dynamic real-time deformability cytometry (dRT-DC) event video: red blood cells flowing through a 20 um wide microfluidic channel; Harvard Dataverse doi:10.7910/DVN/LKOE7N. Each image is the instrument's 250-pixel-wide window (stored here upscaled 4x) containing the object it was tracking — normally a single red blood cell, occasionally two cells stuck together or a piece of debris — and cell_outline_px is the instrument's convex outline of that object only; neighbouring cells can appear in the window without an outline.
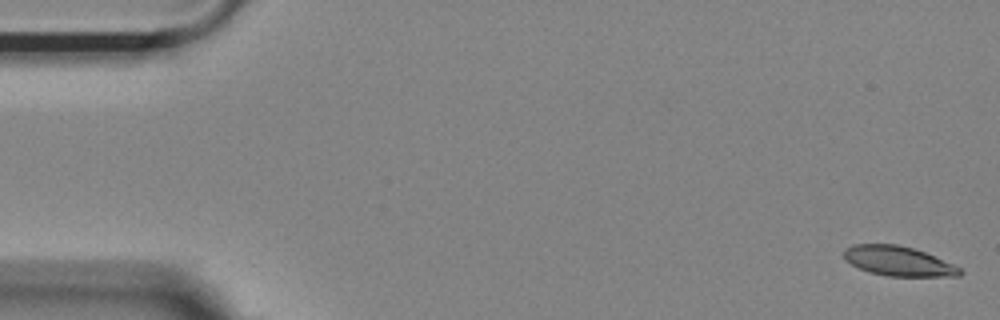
{"species": "Egyptian fruit bat (a non-hibernating species)", "species_latin": "Rousettus aegyptiacus", "temperature_condition": "room temperature", "stored_images_in_passage": 54, "camera_frame_rate_fps": 3000, "um_per_image_px": 0.085, "animal": {"sex": "female"}, "frame": {"image": 1, "passage_image": 1, "time_ms": 0.0, "image_size_px": [1000, 320], "cell_outline_px": [[964, 272], [960, 276], [888, 276], [872, 272], [860, 268], [844, 260], [844, 248], [852, 244], [896, 244], [912, 248], [924, 252], [952, 264], [960, 268]], "centroid_in_image_um": [76.34, 22.19], "position_along_channel_um": 8.7, "area_um2": 19.83}}
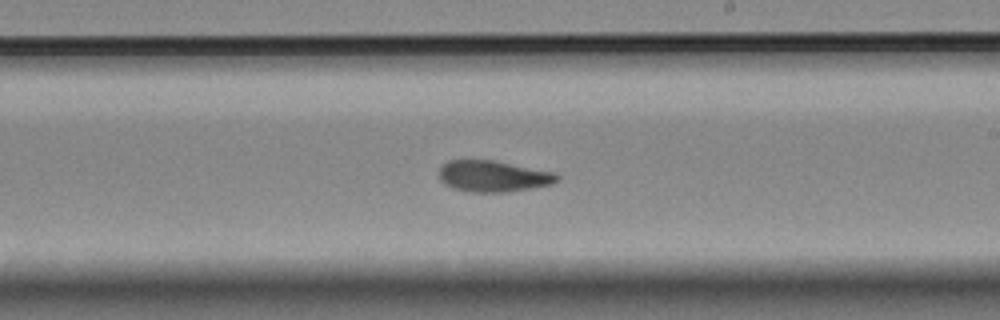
{"frame": {"image": 2, "passage_image": 31, "time_ms": 10.0, "image_size_px": [1000, 320], "cell_outline_px": [[560, 180], [552, 184], [504, 192], [472, 192], [452, 188], [444, 184], [440, 180], [440, 168], [448, 160], [492, 160], [556, 172], [560, 176]], "centroid_in_image_um": [41.94, 14.97], "position_along_channel_um": 247.1, "area_um2": 21.44}}
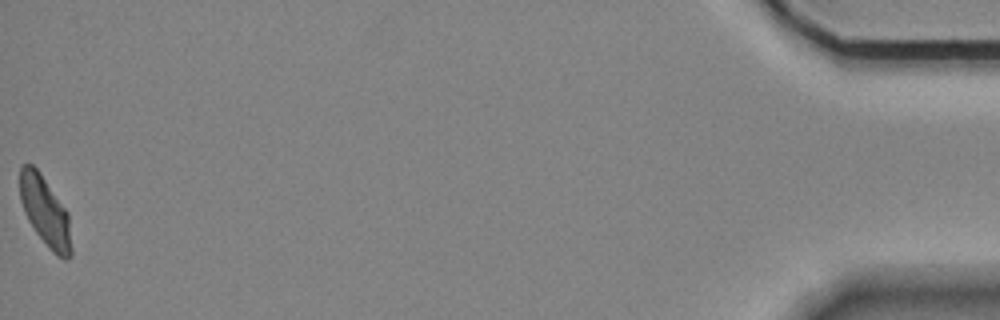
{"frame": {"image": 3, "passage_image": 54, "time_ms": 17.667, "image_size_px": [1000, 320], "cell_outline_px": [[72, 256], [68, 260], [64, 260], [56, 256], [48, 248], [36, 232], [28, 220], [24, 212], [20, 200], [20, 168], [24, 164], [32, 164], [40, 172], [68, 212], [72, 248]], "centroid_in_image_um": [3.86, 18.02], "position_along_channel_um": 431.3, "area_um2": 21.04}, "authors_computed_cell_mechanics": {"area_um2": 21.4727, "velocity_mm_per_s": 3.6717, "shape_relaxation_time_tau1_ms": 9.4469, "shape_relaxation_time_tau2_ms": 2.5963, "deformation_change_tau1": 0.2057, "deformation_change_tau2": 0.0701}}